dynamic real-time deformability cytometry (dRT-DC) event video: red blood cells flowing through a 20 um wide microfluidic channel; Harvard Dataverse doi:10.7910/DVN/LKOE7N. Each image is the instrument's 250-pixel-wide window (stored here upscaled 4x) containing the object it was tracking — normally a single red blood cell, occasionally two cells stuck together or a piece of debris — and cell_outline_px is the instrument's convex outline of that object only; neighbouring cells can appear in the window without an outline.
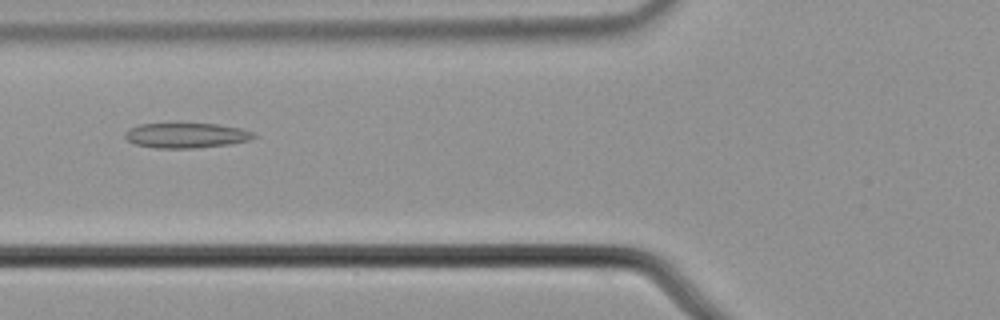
{"species": "common noctule bat (a hibernating species)", "species_latin": "Nyctalus noctula", "temperature_condition": "cold", "stored_images_in_passage": 55, "camera_frame_rate_fps": 3000, "um_per_image_px": 0.085, "animal": {"sex": "male", "body_mass_g": 21.5, "forearm_length_mm": 52.0}, "frame": {"image": 1, "passage_image": 21, "time_ms": 6.667, "image_size_px": [1000, 320], "cell_outline_px": [[256, 136], [248, 140], [228, 144], [196, 148], [156, 148], [136, 144], [128, 140], [124, 136], [124, 132], [128, 128], [140, 124], [220, 124], [240, 128], [252, 132]], "centroid_in_image_um": [15.79, 11.51], "position_along_channel_um": 110.0, "area_um2": 18.61}}
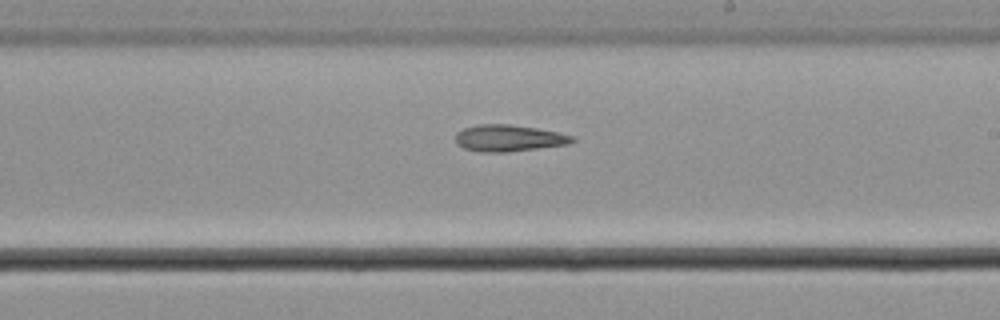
{"frame": {"image": 2, "passage_image": 32, "time_ms": 10.333, "image_size_px": [1000, 320], "cell_outline_px": [[576, 140], [568, 144], [508, 152], [480, 152], [464, 148], [456, 144], [456, 132], [464, 128], [476, 124], [508, 124], [536, 128], [560, 132], [576, 136]], "centroid_in_image_um": [43.26, 11.74], "position_along_channel_um": 245.7, "area_um2": 18.26}}
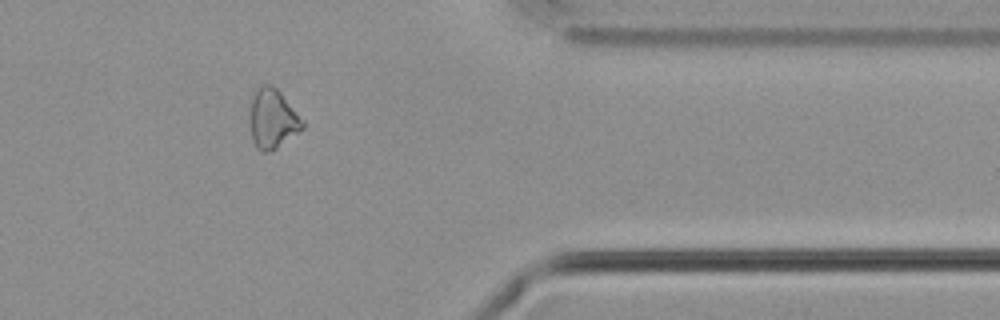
{"frame": {"image": 3, "passage_image": 45, "time_ms": 14.667, "image_size_px": [1000, 320], "cell_outline_px": [[304, 128], [276, 148], [268, 152], [260, 152], [256, 148], [252, 140], [252, 92], [264, 84], [272, 84], [280, 92], [304, 120]], "centroid_in_image_um": [23.2, 10.1], "position_along_channel_um": 388.2, "area_um2": 17.92}}